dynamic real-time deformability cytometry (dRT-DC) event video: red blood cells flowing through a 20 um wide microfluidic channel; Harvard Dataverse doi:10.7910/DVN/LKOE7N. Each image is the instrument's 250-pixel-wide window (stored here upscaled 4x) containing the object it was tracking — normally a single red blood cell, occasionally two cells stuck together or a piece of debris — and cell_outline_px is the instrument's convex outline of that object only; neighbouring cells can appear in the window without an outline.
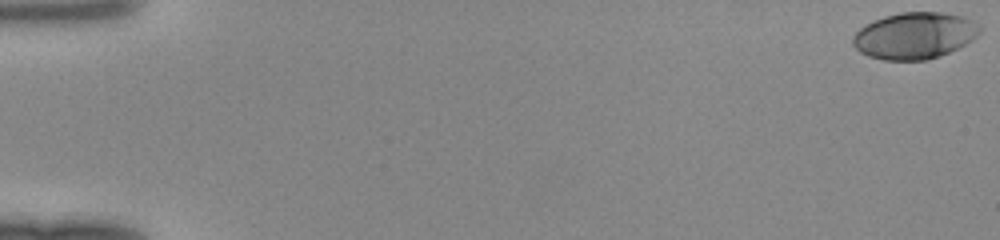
{"species": "human", "species_latin": "Homo sapiens", "temperature_condition": "room temperature", "stored_images_in_passage": 48, "camera_frame_rate_fps": 3000, "um_per_image_px": 0.085, "donor": {"sex": "female"}, "frame": {"image": 1, "passage_image": 1, "time_ms": 0.0, "image_size_px": [1000, 240], "cell_outline_px": [[980, 32], [972, 40], [940, 56], [924, 60], [884, 60], [868, 56], [860, 52], [852, 44], [852, 36], [864, 24], [884, 16], [900, 12], [940, 12], [964, 16], [980, 24]], "centroid_in_image_um": [77.72, 3.02], "position_along_channel_um": 7.3, "area_um2": 34.51}}
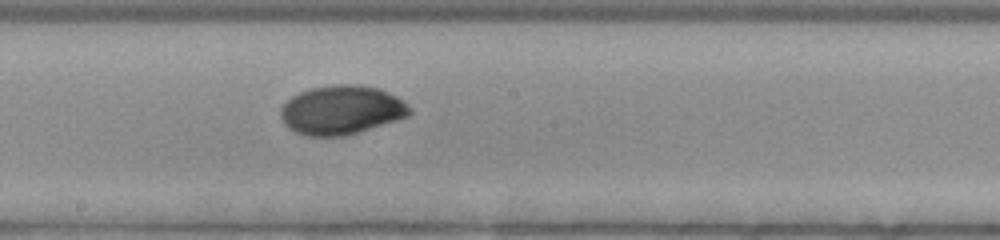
{"frame": {"image": 2, "passage_image": 28, "time_ms": 9.0, "image_size_px": [1000, 240], "cell_outline_px": [[412, 112], [408, 116], [360, 132], [344, 136], [304, 136], [288, 128], [284, 124], [280, 116], [280, 108], [292, 96], [300, 92], [312, 88], [332, 84], [360, 84], [380, 88], [404, 100], [412, 108]], "centroid_in_image_um": [29.04, 9.35], "position_along_channel_um": 219.2, "area_um2": 37.22}}
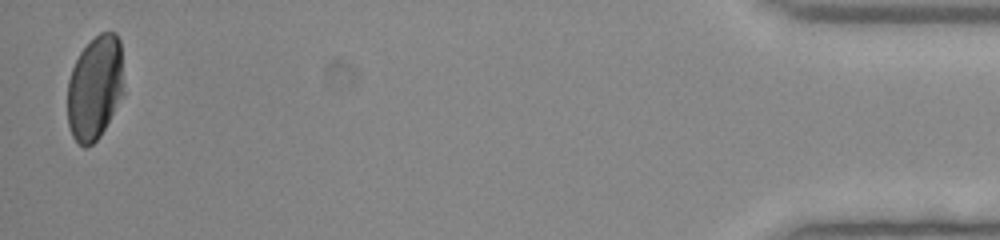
{"frame": {"image": 3, "passage_image": 48, "time_ms": 15.667, "image_size_px": [1000, 240], "cell_outline_px": [[124, 92], [100, 136], [92, 144], [84, 148], [72, 136], [68, 124], [68, 80], [72, 68], [80, 52], [100, 32], [116, 32], [120, 40]], "centroid_in_image_um": [8.07, 7.45], "position_along_channel_um": 427.1, "area_um2": 34.04}}